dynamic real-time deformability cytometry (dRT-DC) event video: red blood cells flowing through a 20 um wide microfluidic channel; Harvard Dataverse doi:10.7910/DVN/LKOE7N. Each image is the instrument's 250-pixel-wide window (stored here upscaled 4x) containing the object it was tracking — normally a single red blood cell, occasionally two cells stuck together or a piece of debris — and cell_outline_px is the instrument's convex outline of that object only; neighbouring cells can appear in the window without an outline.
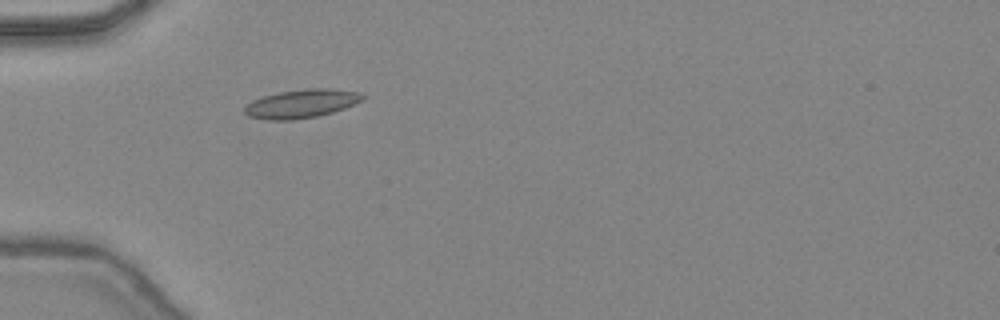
{"species": "common noctule bat (a hibernating species)", "species_latin": "Nyctalus noctula", "temperature_condition": "warm", "stored_images_in_passage": 29, "camera_frame_rate_fps": 3000, "um_per_image_px": 0.085, "animal": {"sex": "female", "body_mass_g": 24.6, "forearm_length_mm": 56.2}, "frame": {"image": 1, "passage_image": 1, "time_ms": 0.0, "image_size_px": [1000, 320], "cell_outline_px": [[368, 96], [364, 100], [344, 108], [332, 112], [316, 116], [292, 120], [268, 120], [248, 116], [244, 112], [244, 108], [252, 100], [264, 96], [280, 92], [308, 88], [332, 88], [360, 92]], "centroid_in_image_um": [25.67, 8.8], "position_along_channel_um": 59.3, "area_um2": 19.71}}
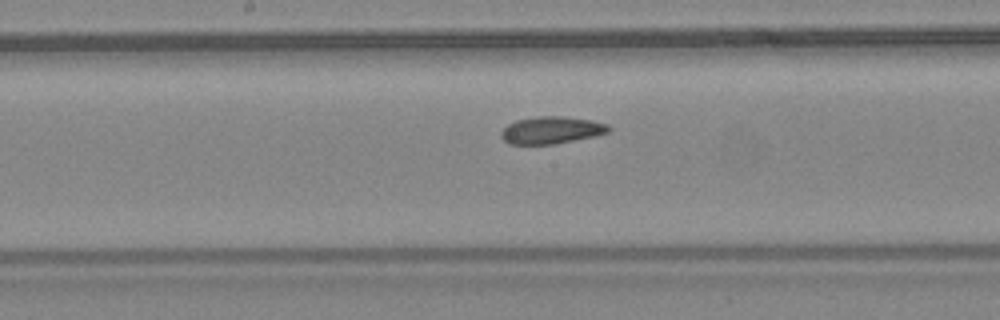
{"frame": {"image": 2, "passage_image": 11, "time_ms": 3.333, "image_size_px": [1000, 320], "cell_outline_px": [[612, 128], [608, 132], [596, 136], [552, 144], [508, 144], [500, 136], [500, 132], [508, 124], [516, 120], [540, 116], [564, 116], [592, 120], [608, 124]], "centroid_in_image_um": [46.88, 11.06], "position_along_channel_um": 201.3, "area_um2": 17.11}}
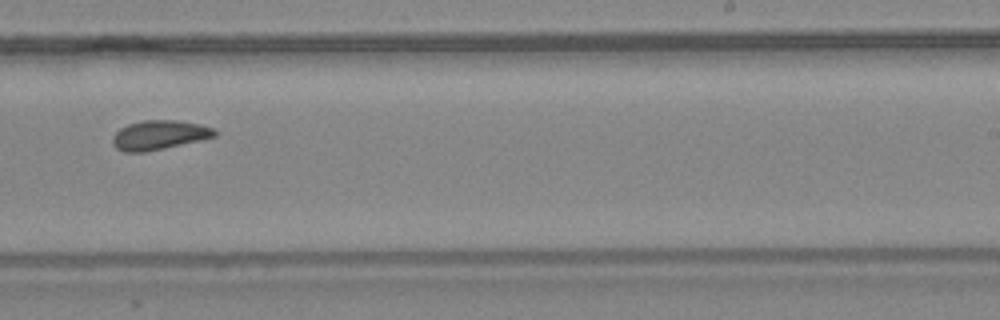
{"frame": {"image": 3, "passage_image": 16, "time_ms": 5.0, "image_size_px": [1000, 320], "cell_outline_px": [[216, 136], [200, 140], [164, 148], [144, 152], [124, 152], [116, 148], [112, 144], [112, 136], [120, 128], [128, 124], [140, 120], [176, 120], [200, 124], [212, 128], [216, 132]], "centroid_in_image_um": [13.49, 11.47], "position_along_channel_um": 275.5, "area_um2": 17.4}, "authors_computed_cell_mechanics": {"area_um2": 17.051, "velocity_mm_per_s": 4.4654, "shape_relaxation_time_tau1_ms": null, "shape_relaxation_time_tau2_ms": 2.2107, "deformation_change_tau1": null, "deformation_change_tau2": 0.0716}}